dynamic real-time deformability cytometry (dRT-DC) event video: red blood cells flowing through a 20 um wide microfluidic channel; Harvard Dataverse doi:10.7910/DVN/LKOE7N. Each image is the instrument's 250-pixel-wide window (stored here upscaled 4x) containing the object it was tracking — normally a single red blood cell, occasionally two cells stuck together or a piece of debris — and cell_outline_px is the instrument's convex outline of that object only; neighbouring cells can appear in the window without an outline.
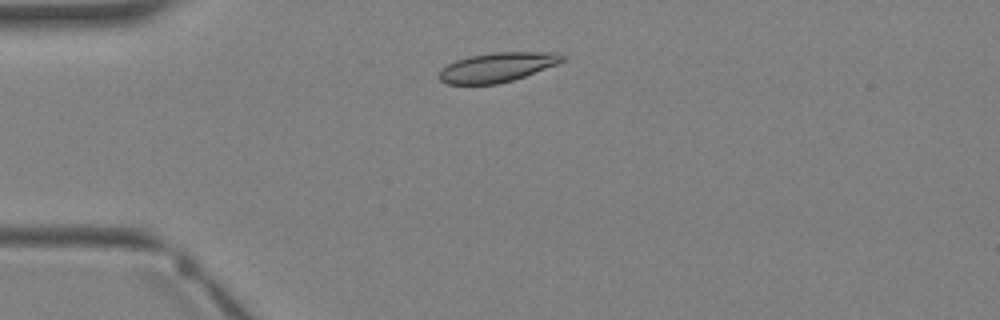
{"species": "Egyptian fruit bat (a non-hibernating species)", "species_latin": "Rousettus aegyptiacus", "temperature_condition": "warm", "stored_images_in_passage": 2, "camera_frame_rate_fps": 3000, "um_per_image_px": 0.085, "animal": {"sex": "female"}, "frame": {"image": 1, "passage_image": 2, "time_ms": 1.0, "image_size_px": [1000, 320], "cell_outline_px": [[564, 60], [556, 64], [524, 76], [512, 80], [496, 84], [448, 84], [440, 80], [440, 72], [448, 64], [456, 60], [468, 56], [492, 52], [556, 52], [564, 56]], "centroid_in_image_um": [42.26, 5.7], "position_along_channel_um": 42.7, "area_um2": 20.81}}